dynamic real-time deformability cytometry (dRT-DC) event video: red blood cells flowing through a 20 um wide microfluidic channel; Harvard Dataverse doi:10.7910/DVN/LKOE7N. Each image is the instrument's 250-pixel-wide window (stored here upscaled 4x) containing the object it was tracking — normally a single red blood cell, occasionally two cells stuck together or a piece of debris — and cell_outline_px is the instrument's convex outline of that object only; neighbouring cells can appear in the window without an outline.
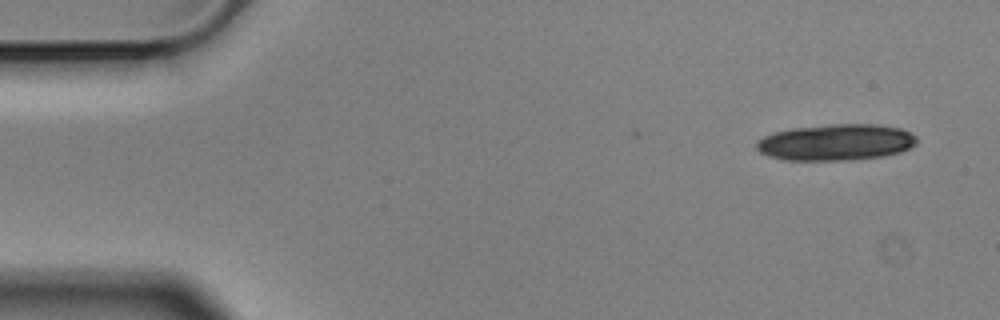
{"species": "Egyptian fruit bat (a non-hibernating species)", "species_latin": "Rousettus aegyptiacus", "temperature_condition": "cold", "stored_images_in_passage": 10, "camera_frame_rate_fps": 3000, "um_per_image_px": 0.085, "animal": {"sex": "male"}, "frame": {"image": 1, "passage_image": 1, "time_ms": 0.0, "image_size_px": [1000, 320], "cell_outline_px": [[916, 144], [900, 152], [884, 156], [844, 160], [784, 160], [768, 156], [760, 152], [756, 148], [756, 140], [772, 132], [792, 128], [832, 124], [872, 124], [900, 128], [916, 136]], "centroid_in_image_um": [71.01, 12.09], "position_along_channel_um": 14.0, "area_um2": 33.93}}
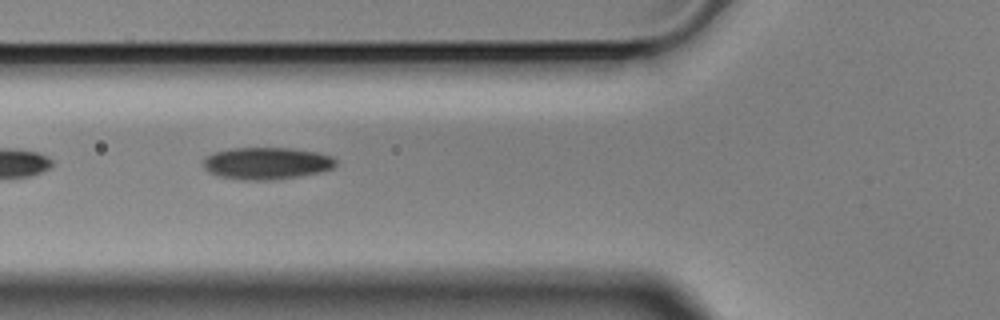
{"frame": {"image": 2, "passage_image": 6, "time_ms": 1.667, "image_size_px": [1000, 320], "cell_outline_px": [[336, 164], [332, 168], [316, 172], [296, 176], [268, 180], [244, 180], [220, 176], [208, 172], [204, 168], [204, 156], [212, 152], [228, 148], [288, 148], [316, 152], [332, 156], [336, 160]], "centroid_in_image_um": [22.59, 13.86], "position_along_channel_um": 103.2, "area_um2": 24.57}}
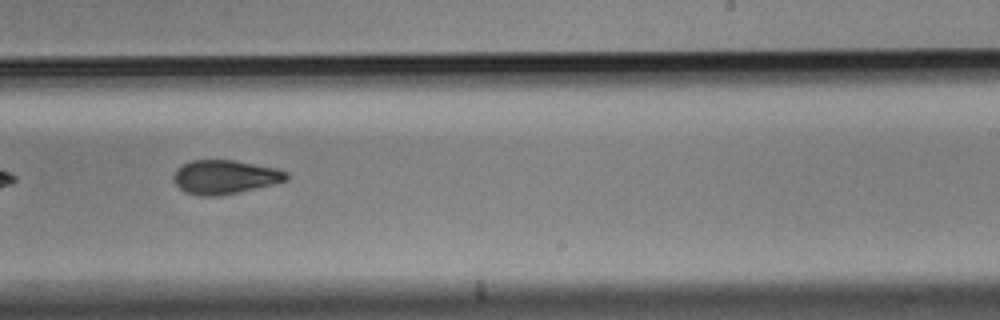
{"frame": {"image": 3, "passage_image": 10, "time_ms": 3.0, "image_size_px": [1000, 320], "cell_outline_px": [[288, 180], [272, 184], [236, 192], [216, 196], [200, 196], [184, 192], [172, 180], [172, 176], [176, 168], [192, 160], [236, 160], [276, 168], [288, 172]], "centroid_in_image_um": [19.08, 15.03], "position_along_channel_um": 269.9, "area_um2": 22.25}}